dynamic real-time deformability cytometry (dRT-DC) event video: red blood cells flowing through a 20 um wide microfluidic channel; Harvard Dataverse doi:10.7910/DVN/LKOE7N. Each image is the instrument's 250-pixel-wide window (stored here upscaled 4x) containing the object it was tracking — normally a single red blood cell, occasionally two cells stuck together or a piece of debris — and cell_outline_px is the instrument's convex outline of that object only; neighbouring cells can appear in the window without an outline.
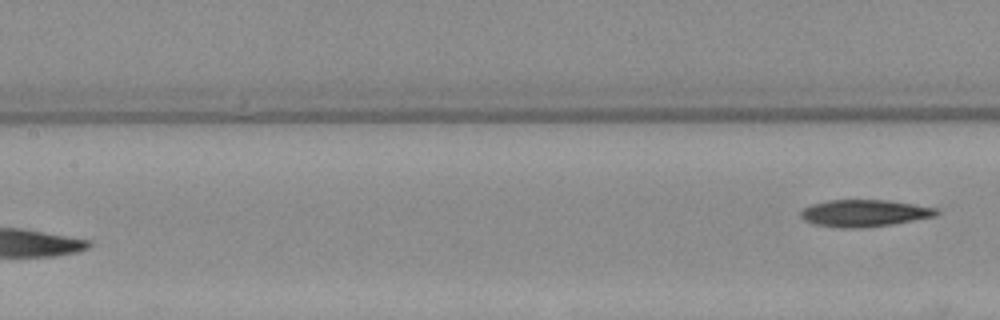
{"species": "Egyptian fruit bat (a non-hibernating species)", "species_latin": "Rousettus aegyptiacus", "temperature_condition": "warm", "stored_images_in_passage": 5, "segment_of_instrument_passage": [2, 2], "camera_frame_rate_fps": 3000, "um_per_image_px": 0.085, "animal": {"sex": "female"}, "frame": {"image": 1, "passage_image": 5, "time_ms": 6.0, "image_size_px": [1000, 320], "cell_outline_px": [[940, 212], [936, 216], [892, 224], [864, 228], [840, 228], [812, 224], [804, 220], [800, 216], [800, 212], [804, 208], [812, 204], [828, 200], [888, 200], [936, 208]], "centroid_in_image_um": [73.44, 18.12], "position_along_channel_um": 134.0, "area_um2": 21.39}}